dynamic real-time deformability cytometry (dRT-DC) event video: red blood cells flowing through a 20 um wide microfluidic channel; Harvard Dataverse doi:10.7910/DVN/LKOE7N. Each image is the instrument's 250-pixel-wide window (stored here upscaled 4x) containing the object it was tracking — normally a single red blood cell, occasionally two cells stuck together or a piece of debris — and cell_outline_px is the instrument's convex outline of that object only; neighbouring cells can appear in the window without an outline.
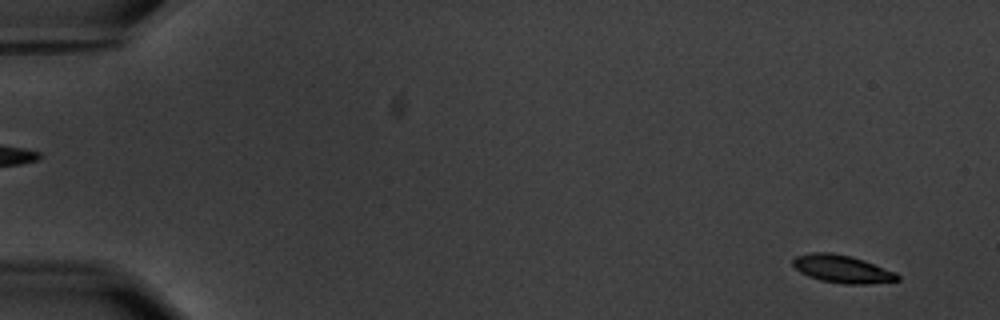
{"species": "common noctule bat (a hibernating species)", "species_latin": "Nyctalus noctula", "temperature_condition": "warm", "stored_images_in_passage": 58, "camera_frame_rate_fps": 3000, "um_per_image_px": 0.085, "animal": {"sex": "male", "body_mass_g": 20.1, "forearm_length_mm": 53.5}, "frame": {"image": 1, "passage_image": 4, "time_ms": 1.0, "image_size_px": [1000, 320], "cell_outline_px": [[900, 280], [864, 284], [848, 284], [820, 280], [808, 276], [800, 272], [792, 264], [792, 260], [796, 256], [812, 252], [832, 252], [852, 256], [864, 260], [896, 272], [900, 276]], "centroid_in_image_um": [71.59, 22.85], "position_along_channel_um": 13.4, "area_um2": 16.94}}
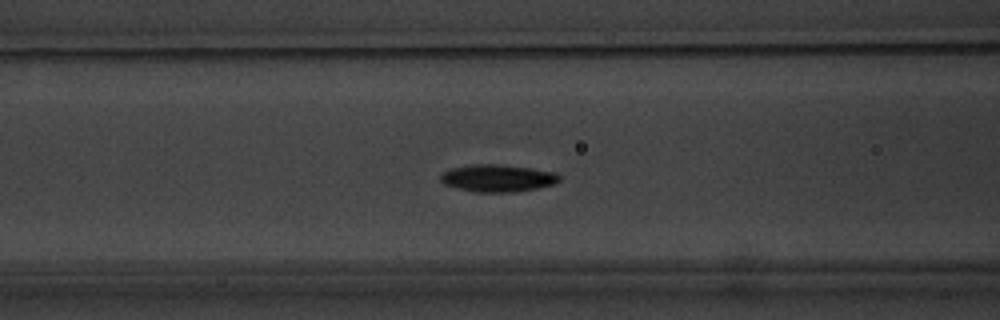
{"frame": {"image": 2, "passage_image": 25, "time_ms": 8.0, "image_size_px": [1000, 320], "cell_outline_px": [[560, 180], [556, 184], [536, 188], [512, 192], [476, 192], [444, 184], [440, 180], [440, 176], [444, 172], [452, 168], [472, 164], [496, 164], [528, 168], [556, 172], [560, 176]], "centroid_in_image_um": [42.32, 15.14], "position_along_channel_um": 124.3, "area_um2": 18.67}}
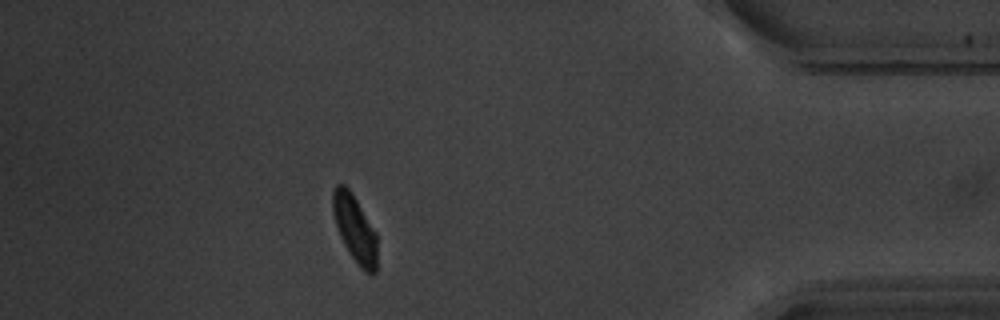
{"frame": {"image": 3, "passage_image": 52, "time_ms": 17.0, "image_size_px": [1000, 320], "cell_outline_px": [[376, 272], [364, 272], [360, 268], [344, 244], [340, 236], [332, 212], [332, 192], [336, 184], [344, 184], [352, 192], [376, 232]], "centroid_in_image_um": [30.14, 19.39], "position_along_channel_um": 405.1, "area_um2": 17.17}, "authors_computed_cell_mechanics": {"area_um2": 17.6579, "velocity_mm_per_s": 3.5533, "shape_relaxation_time_tau1_ms": 2.4089, "shape_relaxation_time_tau2_ms": 8.2533, "deformation_change_tau1": 0.1197, "deformation_change_tau2": 0.1109}}